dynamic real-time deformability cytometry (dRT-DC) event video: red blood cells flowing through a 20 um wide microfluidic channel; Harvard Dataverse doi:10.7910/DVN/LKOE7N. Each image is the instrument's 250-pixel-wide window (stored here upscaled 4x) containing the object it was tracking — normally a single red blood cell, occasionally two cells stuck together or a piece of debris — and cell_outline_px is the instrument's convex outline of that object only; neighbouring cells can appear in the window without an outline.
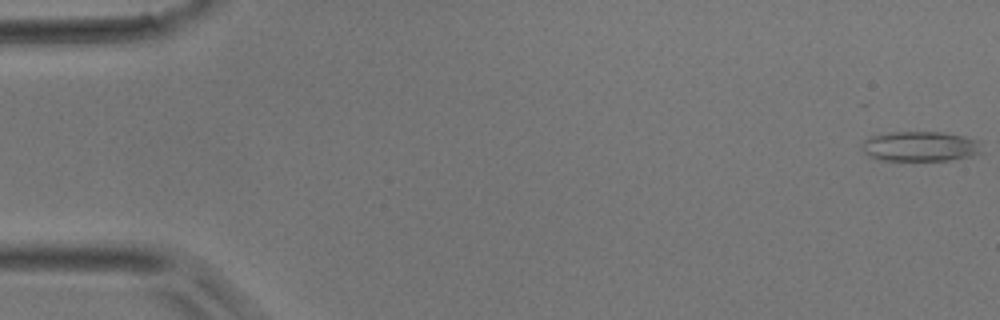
{"species": "common noctule bat (a hibernating species)", "species_latin": "Nyctalus noctula", "temperature_condition": "room temperature", "stored_images_in_passage": 15, "camera_frame_rate_fps": 3000, "um_per_image_px": 0.085, "animal": {"sex": "male", "body_mass_g": 17.9}, "frame": {"image": 1, "passage_image": 1, "time_ms": 0.0, "image_size_px": [1000, 320], "cell_outline_px": [[984, 152], [972, 156], [948, 160], [880, 160], [868, 156], [860, 148], [864, 140], [872, 136], [892, 132], [944, 132], [964, 136], [980, 140]], "centroid_in_image_um": [78.27, 12.44], "position_along_channel_um": 6.7, "area_um2": 21.21}}
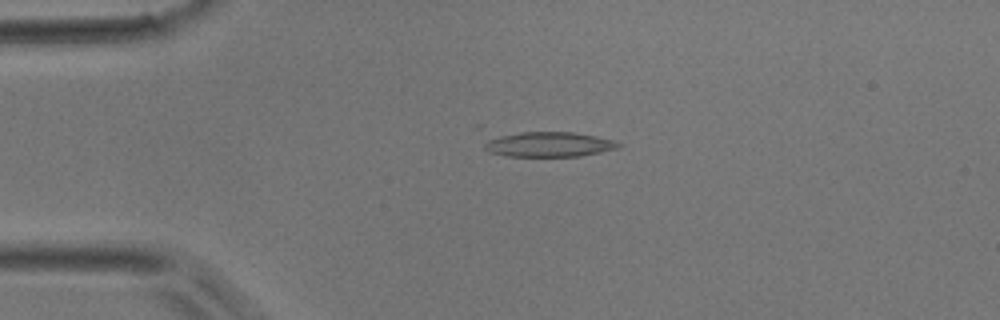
{"frame": {"image": 2, "passage_image": 11, "time_ms": 3.333, "image_size_px": [1000, 320], "cell_outline_px": [[624, 144], [616, 148], [600, 152], [580, 156], [508, 156], [488, 152], [484, 148], [484, 144], [488, 140], [500, 136], [520, 132], [572, 132], [596, 136], [616, 140]], "centroid_in_image_um": [46.7, 12.27], "position_along_channel_um": 38.3, "area_um2": 19.36}}